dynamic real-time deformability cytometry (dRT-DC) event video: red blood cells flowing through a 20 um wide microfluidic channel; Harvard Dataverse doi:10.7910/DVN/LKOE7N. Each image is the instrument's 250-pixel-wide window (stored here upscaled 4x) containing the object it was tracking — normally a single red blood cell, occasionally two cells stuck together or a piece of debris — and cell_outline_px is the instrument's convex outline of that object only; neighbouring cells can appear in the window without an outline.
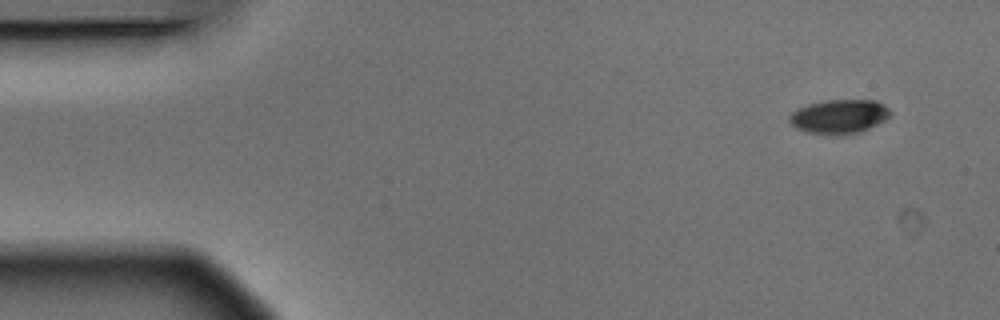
{"species": "Egyptian fruit bat (a non-hibernating species)", "species_latin": "Rousettus aegyptiacus", "temperature_condition": "warm", "stored_images_in_passage": 5, "camera_frame_rate_fps": 3000, "um_per_image_px": 0.085, "animal": {"sex": "male"}, "frame": {"image": 1, "passage_image": 1, "time_ms": 0.0, "image_size_px": [1000, 320], "cell_outline_px": [[892, 116], [860, 132], [840, 136], [836, 136], [808, 132], [796, 128], [788, 120], [788, 116], [796, 108], [808, 104], [824, 100], [876, 100], [884, 104], [892, 112]], "centroid_in_image_um": [71.32, 9.9], "position_along_channel_um": 13.7, "area_um2": 20.35}}
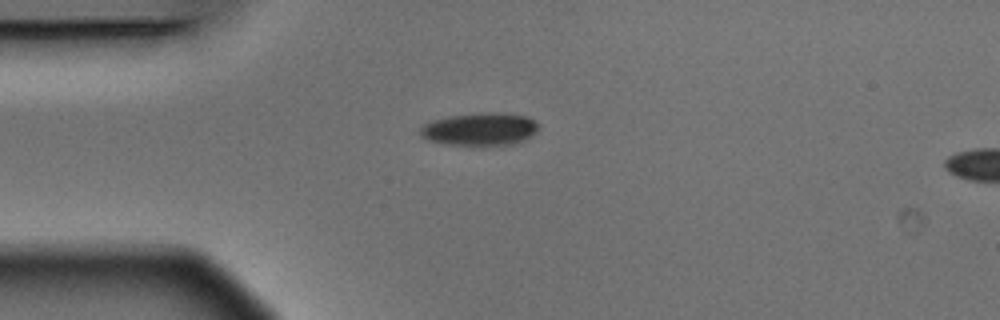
{"frame": {"image": 2, "passage_image": 4, "time_ms": 1.0, "image_size_px": [1000, 320], "cell_outline_px": [[540, 124], [528, 136], [512, 144], [448, 144], [428, 140], [420, 136], [420, 128], [424, 124], [432, 120], [452, 116], [488, 112], [500, 112], [528, 116], [536, 120]], "centroid_in_image_um": [40.77, 10.95], "position_along_channel_um": 44.2, "area_um2": 22.02}}